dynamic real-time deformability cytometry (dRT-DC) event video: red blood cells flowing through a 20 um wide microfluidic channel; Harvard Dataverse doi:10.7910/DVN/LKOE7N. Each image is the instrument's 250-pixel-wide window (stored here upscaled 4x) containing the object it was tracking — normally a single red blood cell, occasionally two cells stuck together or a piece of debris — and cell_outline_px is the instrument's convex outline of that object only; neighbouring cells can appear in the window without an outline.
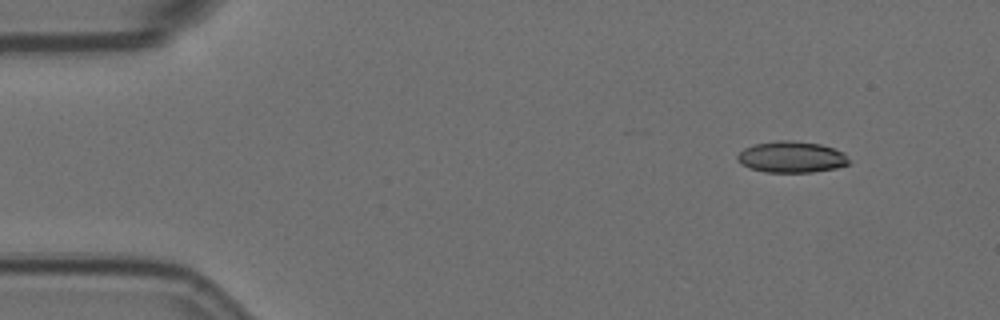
{"species": "Egyptian fruit bat (a non-hibernating species)", "species_latin": "Rousettus aegyptiacus", "temperature_condition": "room temperature", "stored_images_in_passage": 4, "camera_frame_rate_fps": 3000, "um_per_image_px": 0.085, "animal": {"sex": "female"}, "frame": {"image": 1, "passage_image": 1, "time_ms": 0.0, "image_size_px": [1000, 320], "cell_outline_px": [[848, 164], [836, 168], [812, 172], [764, 172], [740, 164], [736, 160], [736, 156], [744, 148], [752, 144], [776, 140], [792, 140], [820, 144], [844, 152], [848, 160]], "centroid_in_image_um": [67.23, 13.33], "position_along_channel_um": 17.8, "area_um2": 20.4}}
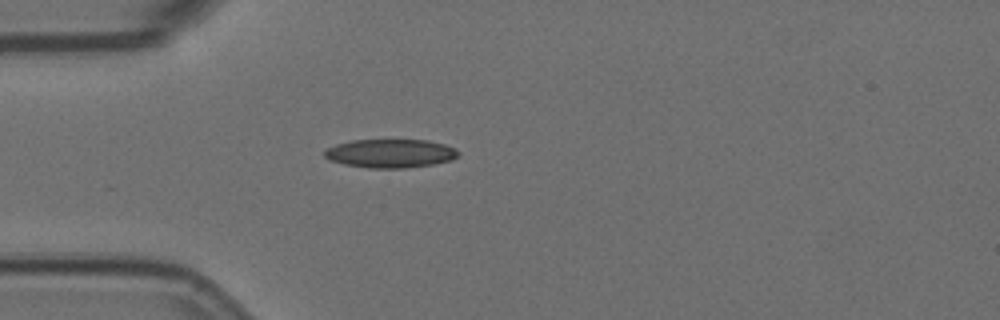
{"frame": {"image": 2, "passage_image": 4, "time_ms": 1.0, "image_size_px": [1000, 320], "cell_outline_px": [[460, 156], [452, 160], [432, 164], [404, 168], [368, 168], [344, 164], [328, 160], [324, 156], [324, 152], [328, 148], [336, 144], [352, 140], [428, 140], [444, 144], [456, 148], [460, 152]], "centroid_in_image_um": [33.21, 13.04], "position_along_channel_um": 51.8, "area_um2": 22.43}}